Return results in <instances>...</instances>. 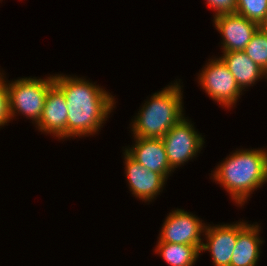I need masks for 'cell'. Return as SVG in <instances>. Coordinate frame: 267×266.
I'll list each match as a JSON object with an SVG mask.
<instances>
[{"instance_id":"21","label":"cell","mask_w":267,"mask_h":266,"mask_svg":"<svg viewBox=\"0 0 267 266\" xmlns=\"http://www.w3.org/2000/svg\"><path fill=\"white\" fill-rule=\"evenodd\" d=\"M264 77L267 78V69L264 72Z\"/></svg>"},{"instance_id":"5","label":"cell","mask_w":267,"mask_h":266,"mask_svg":"<svg viewBox=\"0 0 267 266\" xmlns=\"http://www.w3.org/2000/svg\"><path fill=\"white\" fill-rule=\"evenodd\" d=\"M198 79L209 97L227 108L236 104L242 94L236 79L220 58L208 62Z\"/></svg>"},{"instance_id":"6","label":"cell","mask_w":267,"mask_h":266,"mask_svg":"<svg viewBox=\"0 0 267 266\" xmlns=\"http://www.w3.org/2000/svg\"><path fill=\"white\" fill-rule=\"evenodd\" d=\"M162 140L169 165L173 170L196 156L204 143V138L184 117L162 137Z\"/></svg>"},{"instance_id":"8","label":"cell","mask_w":267,"mask_h":266,"mask_svg":"<svg viewBox=\"0 0 267 266\" xmlns=\"http://www.w3.org/2000/svg\"><path fill=\"white\" fill-rule=\"evenodd\" d=\"M215 28L223 37L222 52L244 51L259 25L237 13L214 16Z\"/></svg>"},{"instance_id":"11","label":"cell","mask_w":267,"mask_h":266,"mask_svg":"<svg viewBox=\"0 0 267 266\" xmlns=\"http://www.w3.org/2000/svg\"><path fill=\"white\" fill-rule=\"evenodd\" d=\"M207 242L202 243L200 252H211L214 266H230V261L237 241V223L206 226Z\"/></svg>"},{"instance_id":"19","label":"cell","mask_w":267,"mask_h":266,"mask_svg":"<svg viewBox=\"0 0 267 266\" xmlns=\"http://www.w3.org/2000/svg\"><path fill=\"white\" fill-rule=\"evenodd\" d=\"M210 8L214 9L215 16L220 14L235 13L237 0H206Z\"/></svg>"},{"instance_id":"3","label":"cell","mask_w":267,"mask_h":266,"mask_svg":"<svg viewBox=\"0 0 267 266\" xmlns=\"http://www.w3.org/2000/svg\"><path fill=\"white\" fill-rule=\"evenodd\" d=\"M179 83L154 93L143 105L132 123L134 137L162 138L183 116ZM147 103V104H146Z\"/></svg>"},{"instance_id":"18","label":"cell","mask_w":267,"mask_h":266,"mask_svg":"<svg viewBox=\"0 0 267 266\" xmlns=\"http://www.w3.org/2000/svg\"><path fill=\"white\" fill-rule=\"evenodd\" d=\"M11 119L7 82L0 73V127Z\"/></svg>"},{"instance_id":"1","label":"cell","mask_w":267,"mask_h":266,"mask_svg":"<svg viewBox=\"0 0 267 266\" xmlns=\"http://www.w3.org/2000/svg\"><path fill=\"white\" fill-rule=\"evenodd\" d=\"M53 79L66 98L67 138L96 134L113 110L114 97L98 85L76 76L60 74Z\"/></svg>"},{"instance_id":"10","label":"cell","mask_w":267,"mask_h":266,"mask_svg":"<svg viewBox=\"0 0 267 266\" xmlns=\"http://www.w3.org/2000/svg\"><path fill=\"white\" fill-rule=\"evenodd\" d=\"M135 144L125 148L126 152L142 166L155 173H160L165 179L173 169L169 165L162 138L134 137Z\"/></svg>"},{"instance_id":"12","label":"cell","mask_w":267,"mask_h":266,"mask_svg":"<svg viewBox=\"0 0 267 266\" xmlns=\"http://www.w3.org/2000/svg\"><path fill=\"white\" fill-rule=\"evenodd\" d=\"M67 116L66 98L54 84L48 91L41 118L36 125L41 132L64 139L67 138Z\"/></svg>"},{"instance_id":"7","label":"cell","mask_w":267,"mask_h":266,"mask_svg":"<svg viewBox=\"0 0 267 266\" xmlns=\"http://www.w3.org/2000/svg\"><path fill=\"white\" fill-rule=\"evenodd\" d=\"M193 214L177 209L173 210L163 223L158 242L174 244H187L201 249V233H204L206 225Z\"/></svg>"},{"instance_id":"16","label":"cell","mask_w":267,"mask_h":266,"mask_svg":"<svg viewBox=\"0 0 267 266\" xmlns=\"http://www.w3.org/2000/svg\"><path fill=\"white\" fill-rule=\"evenodd\" d=\"M244 52L265 71L267 69V33L258 28Z\"/></svg>"},{"instance_id":"13","label":"cell","mask_w":267,"mask_h":266,"mask_svg":"<svg viewBox=\"0 0 267 266\" xmlns=\"http://www.w3.org/2000/svg\"><path fill=\"white\" fill-rule=\"evenodd\" d=\"M259 225L245 222L237 223V241L230 266H255L260 256V245L263 240L258 237Z\"/></svg>"},{"instance_id":"15","label":"cell","mask_w":267,"mask_h":266,"mask_svg":"<svg viewBox=\"0 0 267 266\" xmlns=\"http://www.w3.org/2000/svg\"><path fill=\"white\" fill-rule=\"evenodd\" d=\"M156 248L155 252L160 253L170 266H193L201 254L196 246L187 244L158 242Z\"/></svg>"},{"instance_id":"20","label":"cell","mask_w":267,"mask_h":266,"mask_svg":"<svg viewBox=\"0 0 267 266\" xmlns=\"http://www.w3.org/2000/svg\"><path fill=\"white\" fill-rule=\"evenodd\" d=\"M259 28L267 33V13L265 15L264 20L260 23Z\"/></svg>"},{"instance_id":"2","label":"cell","mask_w":267,"mask_h":266,"mask_svg":"<svg viewBox=\"0 0 267 266\" xmlns=\"http://www.w3.org/2000/svg\"><path fill=\"white\" fill-rule=\"evenodd\" d=\"M225 159L213 171V179L242 206L254 190L267 182V150H238Z\"/></svg>"},{"instance_id":"9","label":"cell","mask_w":267,"mask_h":266,"mask_svg":"<svg viewBox=\"0 0 267 266\" xmlns=\"http://www.w3.org/2000/svg\"><path fill=\"white\" fill-rule=\"evenodd\" d=\"M125 159L126 178L132 194L143 201H151L163 190L166 179L160 174L148 170L126 151L123 153Z\"/></svg>"},{"instance_id":"14","label":"cell","mask_w":267,"mask_h":266,"mask_svg":"<svg viewBox=\"0 0 267 266\" xmlns=\"http://www.w3.org/2000/svg\"><path fill=\"white\" fill-rule=\"evenodd\" d=\"M232 73L241 90L264 77V70L246 55L244 51H227L219 57Z\"/></svg>"},{"instance_id":"17","label":"cell","mask_w":267,"mask_h":266,"mask_svg":"<svg viewBox=\"0 0 267 266\" xmlns=\"http://www.w3.org/2000/svg\"><path fill=\"white\" fill-rule=\"evenodd\" d=\"M235 13L260 25L267 13V0H237Z\"/></svg>"},{"instance_id":"4","label":"cell","mask_w":267,"mask_h":266,"mask_svg":"<svg viewBox=\"0 0 267 266\" xmlns=\"http://www.w3.org/2000/svg\"><path fill=\"white\" fill-rule=\"evenodd\" d=\"M53 85V76L46 79L25 77L8 82L11 119L18 112L37 124L43 112L45 98Z\"/></svg>"}]
</instances>
